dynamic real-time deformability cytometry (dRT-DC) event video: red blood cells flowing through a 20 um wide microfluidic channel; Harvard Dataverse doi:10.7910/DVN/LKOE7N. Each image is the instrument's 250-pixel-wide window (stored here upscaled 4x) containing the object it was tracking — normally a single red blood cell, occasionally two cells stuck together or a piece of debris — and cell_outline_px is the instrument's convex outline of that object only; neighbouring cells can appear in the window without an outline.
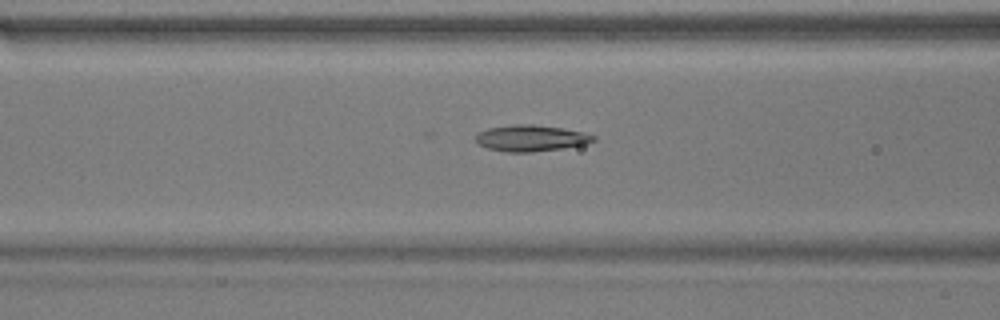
{"species": "common noctule bat (a hibernating species)", "species_latin": "Nyctalus noctula", "temperature_condition": "warm", "stored_images_in_passage": 29, "camera_frame_rate_fps": 3000, "um_per_image_px": 0.085, "animal": {"sex": "male", "body_mass_g": 17.9}, "frame": {"image": 1, "passage_image": 5, "time_ms": 1.333, "image_size_px": [1000, 320], "cell_outline_px": [[596, 140], [584, 144], [564, 148], [532, 152], [504, 152], [488, 148], [480, 144], [476, 140], [476, 136], [480, 132], [488, 128], [516, 124], [532, 124], [560, 128], [580, 132], [596, 136]], "centroid_in_image_um": [45.13, 11.75], "position_along_channel_um": 121.5, "area_um2": 17.74}}
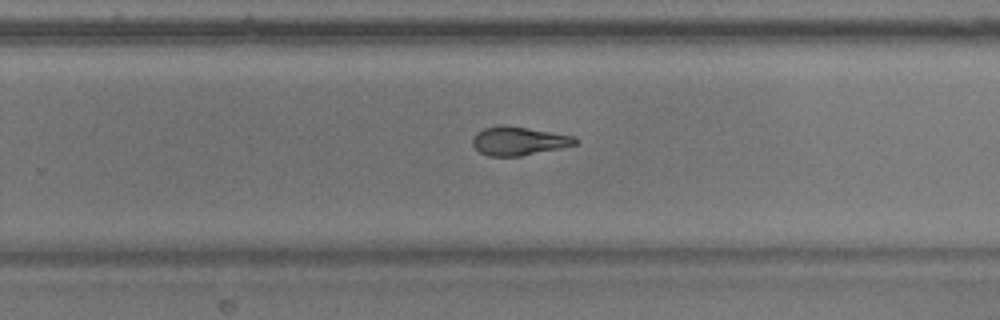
{"frame": {"image": 2, "passage_image": 18, "time_ms": 5.667, "image_size_px": [1000, 320], "cell_outline_px": [[580, 140], [576, 144], [560, 148], [520, 156], [488, 156], [480, 152], [472, 144], [472, 140], [476, 132], [484, 128], [524, 128], [552, 132], [576, 136]], "centroid_in_image_um": [44.14, 12.02], "position_along_channel_um": 285.7, "area_um2": 16.47}}
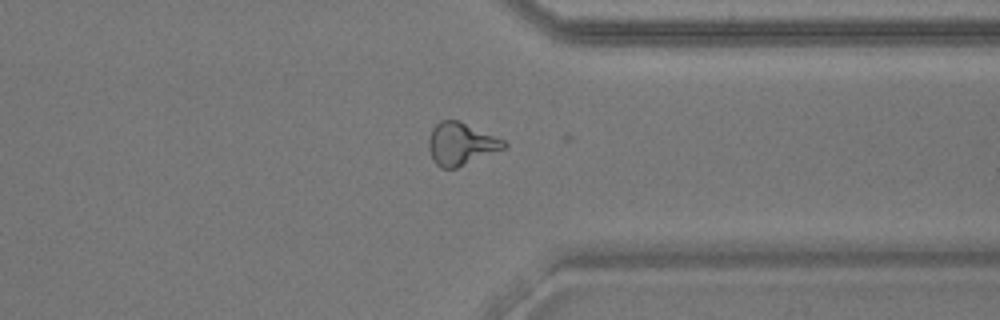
{"frame": {"image": 3, "passage_image": 25, "time_ms": 8.0, "image_size_px": [1000, 320], "cell_outline_px": [[508, 148], [456, 168], [440, 168], [432, 160], [428, 148], [428, 140], [432, 128], [440, 120], [460, 120], [504, 140], [508, 144]], "centroid_in_image_um": [39.19, 12.23], "position_along_channel_um": 372.2, "area_um2": 18.9}, "authors_computed_cell_mechanics": {"area_um2": 17.4556, "velocity_mm_per_s": 3.7863, "shape_relaxation_time_tau1_ms": null, "shape_relaxation_time_tau2_ms": 4.7368, "deformation_change_tau1": null, "deformation_change_tau2": 0.1405}}